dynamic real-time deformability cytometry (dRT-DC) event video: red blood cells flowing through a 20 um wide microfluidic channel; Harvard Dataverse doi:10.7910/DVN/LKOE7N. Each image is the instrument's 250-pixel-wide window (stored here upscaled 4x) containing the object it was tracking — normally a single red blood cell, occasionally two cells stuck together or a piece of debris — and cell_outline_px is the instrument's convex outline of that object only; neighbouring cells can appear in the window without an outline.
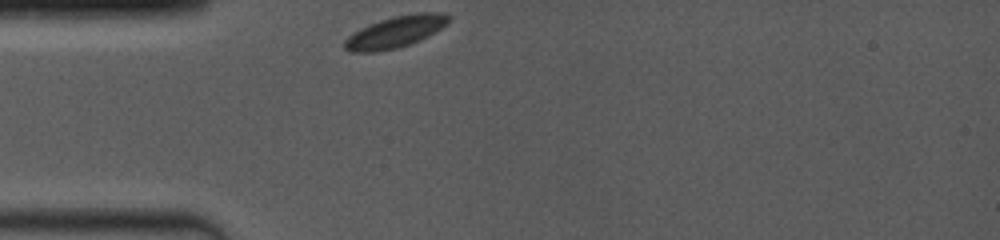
{"species": "common noctule bat (a hibernating species)", "species_latin": "Nyctalus noctula", "temperature_condition": "room temperature", "stored_images_in_passage": 1, "camera_frame_rate_fps": 4000, "um_per_image_px": 0.085, "animal": {"sex": "female", "body_mass_g": 19.0, "forearm_length_mm": 53.3}, "frame": {"image": 1, "passage_image": 1, "time_ms": 0.0, "image_size_px": [1000, 240], "cell_outline_px": [[452, 20], [448, 24], [428, 36], [420, 40], [396, 48], [376, 52], [348, 52], [344, 48], [344, 40], [348, 36], [360, 28], [380, 20], [392, 16], [420, 12], [444, 12], [452, 16]], "centroid_in_image_um": [33.65, 2.69], "position_along_channel_um": 51.4, "area_um2": 19.36}}